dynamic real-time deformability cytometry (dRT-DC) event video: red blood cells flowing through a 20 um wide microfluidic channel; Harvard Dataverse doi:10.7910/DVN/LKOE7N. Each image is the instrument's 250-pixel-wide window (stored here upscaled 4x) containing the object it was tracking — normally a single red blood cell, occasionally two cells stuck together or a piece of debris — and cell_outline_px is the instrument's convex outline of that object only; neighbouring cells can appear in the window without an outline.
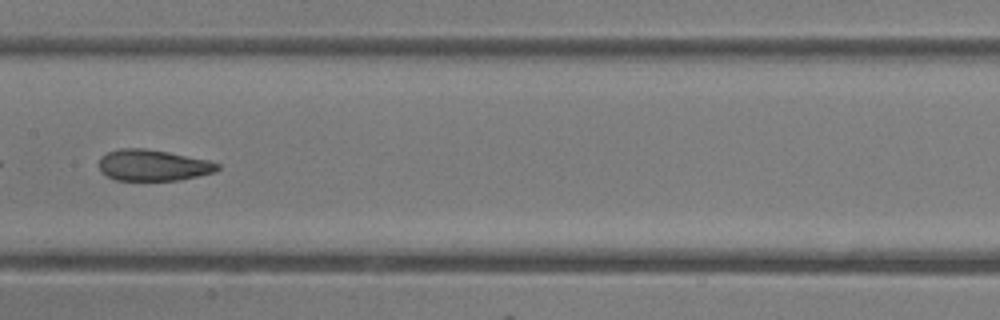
{"species": "common noctule bat (a hibernating species)", "species_latin": "Nyctalus noctula", "temperature_condition": "room temperature", "stored_images_in_passage": 29, "camera_frame_rate_fps": 3000, "um_per_image_px": 0.085, "animal": {"sex": "female"}, "frame": {"image": 1, "passage_image": 13, "time_ms": 4.0, "image_size_px": [1000, 320], "cell_outline_px": [[220, 168], [216, 172], [180, 180], [116, 180], [100, 172], [100, 156], [108, 152], [120, 148], [144, 148], [168, 152], [208, 160], [220, 164]], "centroid_in_image_um": [13.02, 14.05], "position_along_channel_um": 194.4, "area_um2": 21.56}}
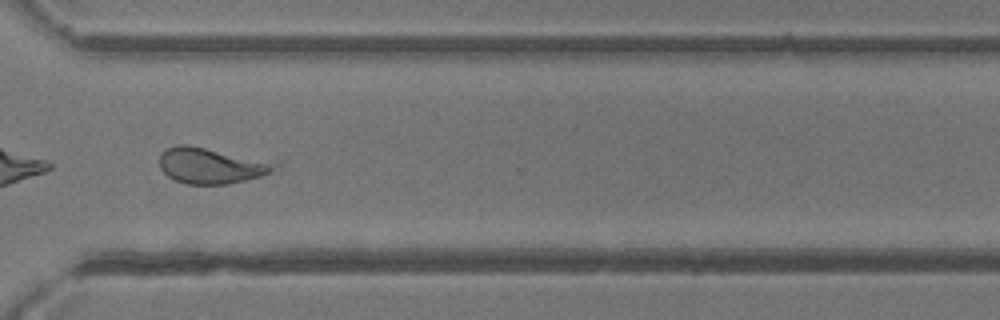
{"frame": {"image": 2, "passage_image": 24, "time_ms": 7.667, "image_size_px": [1000, 320], "cell_outline_px": [[280, 164], [272, 172], [260, 176], [228, 184], [188, 184], [176, 180], [168, 176], [160, 168], [160, 156], [168, 148], [180, 144], [188, 144]], "centroid_in_image_um": [17.91, 14.09], "position_along_channel_um": 352.7, "area_um2": 23.47}, "authors_computed_cell_mechanics": {"area_um2": 22.1374, "velocity_mm_per_s": 4.3226, "shape_relaxation_time_tau1_ms": 7.7421, "shape_relaxation_time_tau2_ms": 1.9314, "deformation_change_tau1": 0.2152, "deformation_change_tau2": 0.082}}